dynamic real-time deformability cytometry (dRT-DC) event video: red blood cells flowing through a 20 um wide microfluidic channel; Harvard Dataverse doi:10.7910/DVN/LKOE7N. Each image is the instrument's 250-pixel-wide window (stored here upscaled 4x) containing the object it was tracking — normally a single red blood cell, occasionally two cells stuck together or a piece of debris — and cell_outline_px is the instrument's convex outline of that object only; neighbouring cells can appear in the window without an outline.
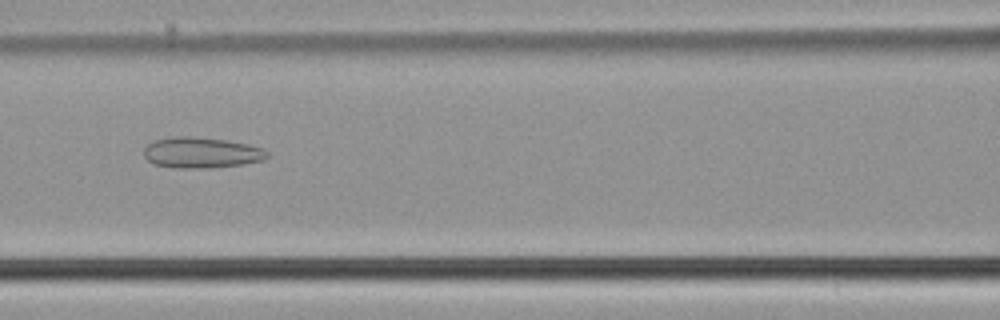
{"species": "common noctule bat (a hibernating species)", "species_latin": "Nyctalus noctula", "temperature_condition": "cold", "stored_images_in_passage": 53, "camera_frame_rate_fps": 3000, "um_per_image_px": 0.085, "animal": {"sex": "male", "body_mass_g": 21.5, "forearm_length_mm": 52.0}, "frame": {"image": 1, "passage_image": 23, "time_ms": 7.333, "image_size_px": [1000, 320], "cell_outline_px": [[268, 156], [264, 160], [244, 164], [208, 168], [176, 168], [152, 164], [144, 156], [144, 148], [148, 144], [156, 140], [176, 136], [192, 136], [224, 140], [248, 144], [264, 148], [268, 152]], "centroid_in_image_um": [17.13, 12.98], "position_along_channel_um": 149.5, "area_um2": 22.2}}
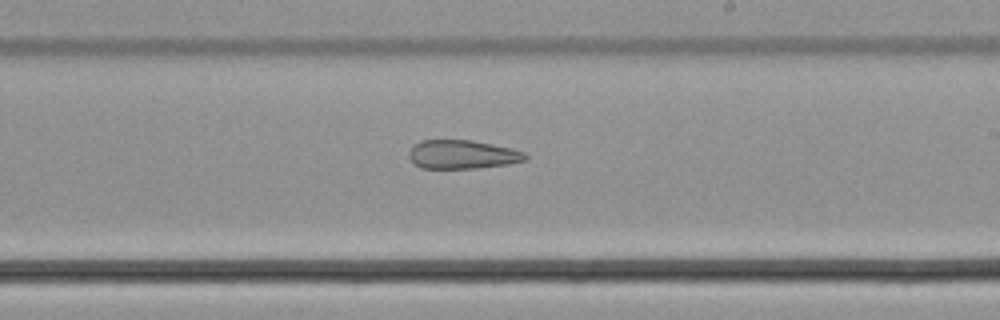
{"frame": {"image": 2, "passage_image": 31, "time_ms": 10.0, "image_size_px": [1000, 320], "cell_outline_px": [[528, 156], [524, 160], [508, 164], [476, 168], [420, 168], [408, 156], [408, 152], [420, 140], [472, 140], [512, 148], [524, 152]], "centroid_in_image_um": [39.3, 13.12], "position_along_channel_um": 249.7, "area_um2": 19.36}}
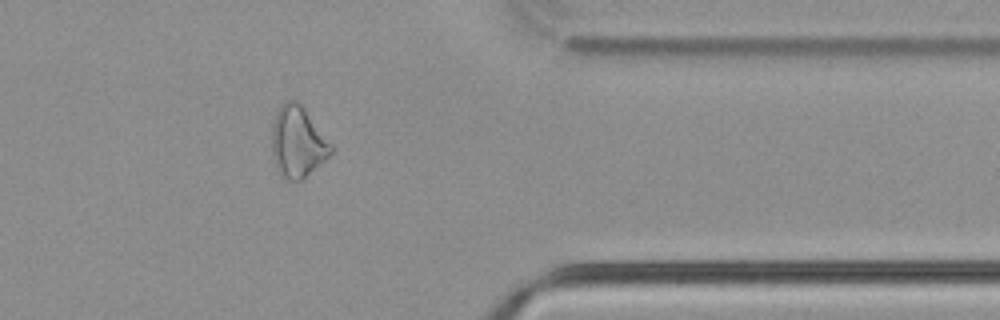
{"frame": {"image": 3, "passage_image": 43, "time_ms": 14.0, "image_size_px": [1000, 320], "cell_outline_px": [[332, 152], [324, 160], [300, 180], [288, 180], [280, 176], [276, 168], [272, 152], [272, 124], [276, 112], [284, 100], [296, 100], [304, 108], [332, 144]], "centroid_in_image_um": [25.27, 12.05], "position_along_channel_um": 386.1, "area_um2": 24.28}, "authors_computed_cell_mechanics": {"area_um2": 25.2008, "velocity_mm_per_s": 3.7737, "shape_relaxation_time_tau1_ms": null, "shape_relaxation_time_tau2_ms": 9.9009, "deformation_change_tau1": null, "deformation_change_tau2": 0.2458}}